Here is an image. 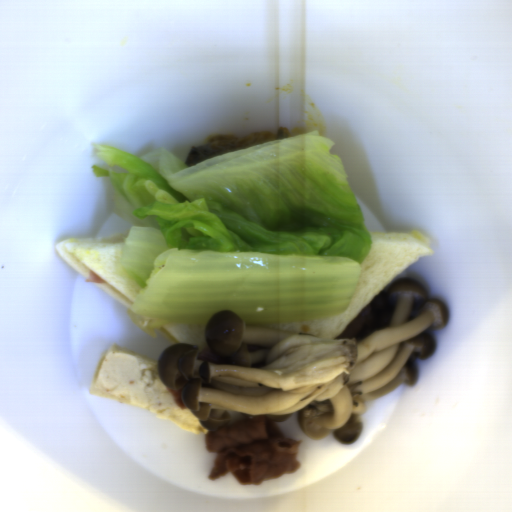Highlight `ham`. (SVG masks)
Segmentation results:
<instances>
[{
	"mask_svg": "<svg viewBox=\"0 0 512 512\" xmlns=\"http://www.w3.org/2000/svg\"><path fill=\"white\" fill-rule=\"evenodd\" d=\"M88 273H89V277L86 278L85 283H95V284L105 283L106 280H103L96 273H94L90 270L88 271Z\"/></svg>",
	"mask_w": 512,
	"mask_h": 512,
	"instance_id": "obj_1",
	"label": "ham"
}]
</instances>
